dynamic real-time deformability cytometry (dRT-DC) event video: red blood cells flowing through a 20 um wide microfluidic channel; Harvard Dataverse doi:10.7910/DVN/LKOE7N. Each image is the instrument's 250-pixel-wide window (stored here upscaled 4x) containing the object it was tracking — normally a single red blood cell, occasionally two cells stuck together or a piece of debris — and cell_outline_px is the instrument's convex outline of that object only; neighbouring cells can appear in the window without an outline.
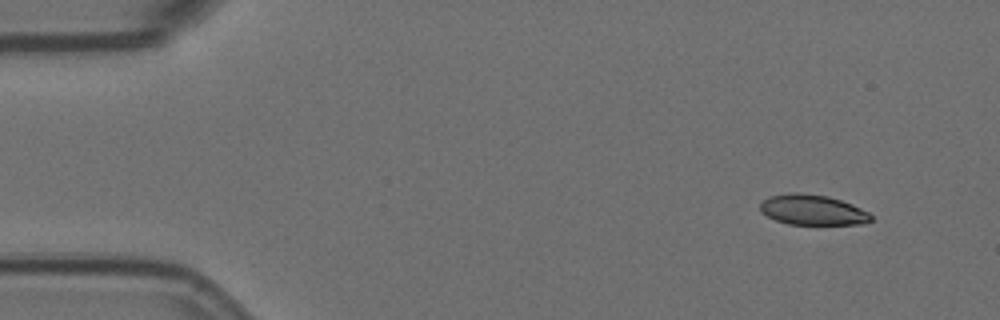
{"species": "Egyptian fruit bat (a non-hibernating species)", "species_latin": "Rousettus aegyptiacus", "temperature_condition": "room temperature", "stored_images_in_passage": 8, "camera_frame_rate_fps": 3000, "um_per_image_px": 0.085, "animal": {"sex": "female"}, "frame": {"image": 1, "passage_image": 1, "time_ms": 0.0, "image_size_px": [1000, 320], "cell_outline_px": [[872, 220], [860, 224], [788, 224], [776, 220], [760, 212], [760, 204], [768, 196], [792, 192], [800, 192], [828, 196], [852, 204], [868, 212], [872, 216]], "centroid_in_image_um": [69.04, 17.83], "position_along_channel_um": 16.0, "area_um2": 19.54}}
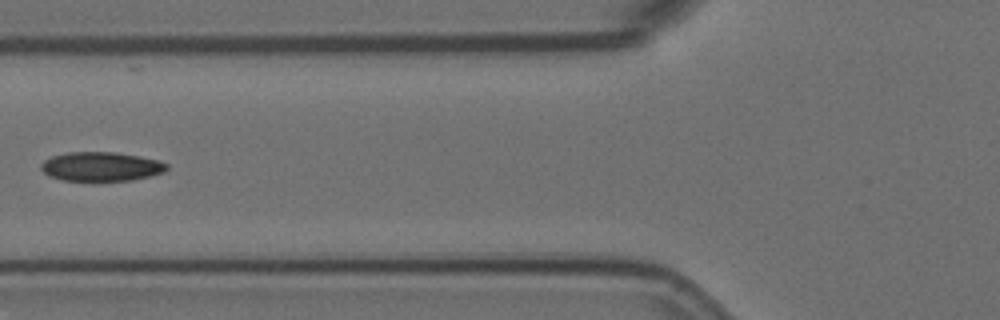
{"frame": {"image": 2, "passage_image": 6, "time_ms": 1.667, "image_size_px": [1000, 320], "cell_outline_px": [[168, 168], [164, 172], [132, 180], [64, 180], [48, 176], [40, 168], [40, 164], [44, 160], [52, 156], [68, 152], [116, 152], [140, 156], [160, 160], [168, 164]], "centroid_in_image_um": [8.6, 14.14], "position_along_channel_um": 117.2, "area_um2": 21.33}}
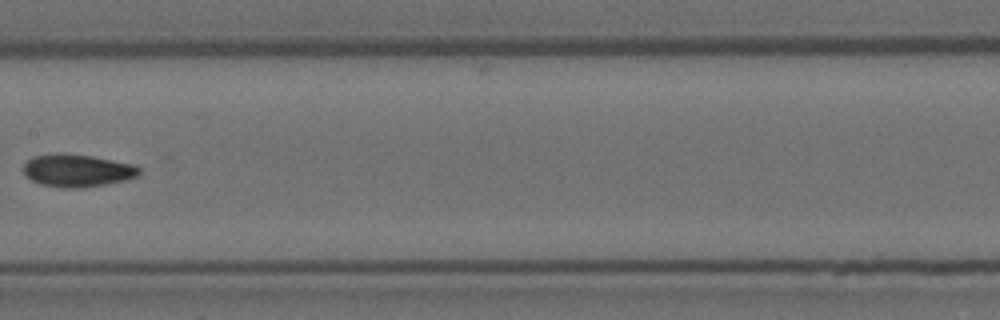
{"frame": {"image": 3, "passage_image": 8, "time_ms": 2.333, "image_size_px": [1000, 320], "cell_outline_px": [[140, 172], [136, 176], [124, 180], [104, 184], [80, 188], [60, 188], [40, 184], [24, 176], [24, 164], [32, 156], [56, 152], [64, 152], [92, 156], [132, 164], [140, 168]], "centroid_in_image_um": [6.5, 14.48], "position_along_channel_um": 200.9, "area_um2": 22.14}}